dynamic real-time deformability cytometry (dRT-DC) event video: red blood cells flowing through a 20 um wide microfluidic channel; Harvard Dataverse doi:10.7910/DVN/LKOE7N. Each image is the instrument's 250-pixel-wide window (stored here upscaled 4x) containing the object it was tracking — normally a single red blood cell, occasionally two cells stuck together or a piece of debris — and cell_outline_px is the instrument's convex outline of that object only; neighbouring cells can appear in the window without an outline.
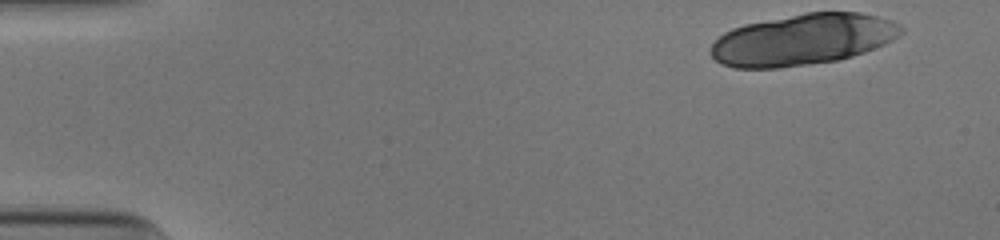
{"species": "human", "species_latin": "Homo sapiens", "temperature_condition": "cold", "stored_images_in_passage": 16, "camera_frame_rate_fps": 3000, "um_per_image_px": 0.085, "donor": {"sex": "male"}, "frame": {"image": 1, "passage_image": 1, "time_ms": 0.0, "image_size_px": [1000, 240], "cell_outline_px": [[904, 32], [892, 40], [884, 44], [864, 52], [852, 56], [836, 60], [780, 68], [732, 68], [720, 64], [708, 52], [712, 44], [724, 32], [732, 28], [744, 24], [808, 12], [860, 12], [892, 20], [900, 24], [904, 28]], "centroid_in_image_um": [68.22, 3.36], "position_along_channel_um": 16.8, "area_um2": 56.88}}